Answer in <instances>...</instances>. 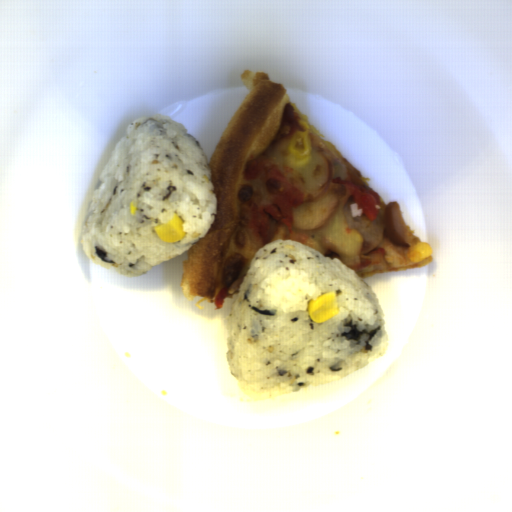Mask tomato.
<instances>
[{
	"instance_id": "tomato-3",
	"label": "tomato",
	"mask_w": 512,
	"mask_h": 512,
	"mask_svg": "<svg viewBox=\"0 0 512 512\" xmlns=\"http://www.w3.org/2000/svg\"><path fill=\"white\" fill-rule=\"evenodd\" d=\"M228 296V292L226 290V288H223L221 289V291L216 295V298H215V301H214V306L217 310H220L222 305H223V302H224V299Z\"/></svg>"
},
{
	"instance_id": "tomato-1",
	"label": "tomato",
	"mask_w": 512,
	"mask_h": 512,
	"mask_svg": "<svg viewBox=\"0 0 512 512\" xmlns=\"http://www.w3.org/2000/svg\"><path fill=\"white\" fill-rule=\"evenodd\" d=\"M331 186L338 195L348 194L351 196L354 204L358 207L360 215L372 221L376 219L381 208L378 192L348 182L340 176L331 181Z\"/></svg>"
},
{
	"instance_id": "tomato-2",
	"label": "tomato",
	"mask_w": 512,
	"mask_h": 512,
	"mask_svg": "<svg viewBox=\"0 0 512 512\" xmlns=\"http://www.w3.org/2000/svg\"><path fill=\"white\" fill-rule=\"evenodd\" d=\"M385 254H387V253H386L385 249H383L382 247L375 251H372L366 255L363 262L358 267L360 269L363 267H367L371 263L372 257H379V258L383 259Z\"/></svg>"
}]
</instances>
